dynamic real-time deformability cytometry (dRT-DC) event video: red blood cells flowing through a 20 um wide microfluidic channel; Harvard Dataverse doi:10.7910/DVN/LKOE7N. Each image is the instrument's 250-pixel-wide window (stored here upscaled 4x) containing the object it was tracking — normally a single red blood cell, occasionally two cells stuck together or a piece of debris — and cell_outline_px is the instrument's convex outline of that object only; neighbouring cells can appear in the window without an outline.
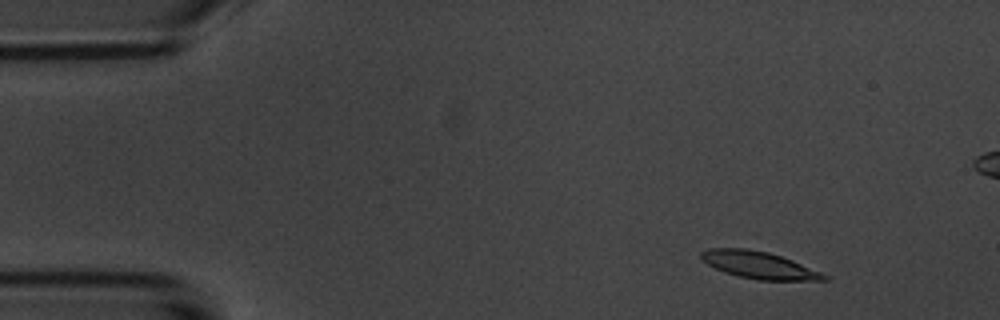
{"species": "common noctule bat (a hibernating species)", "species_latin": "Nyctalus noctula", "temperature_condition": "room temperature", "stored_images_in_passage": 7, "camera_frame_rate_fps": 3000, "um_per_image_px": 0.085, "animal": {"sex": "male", "body_mass_g": 20.1, "forearm_length_mm": 53.5}, "frame": {"image": 1, "passage_image": 2, "time_ms": 1.333, "image_size_px": [1000, 320], "cell_outline_px": [[828, 280], [760, 280], [740, 276], [724, 272], [700, 260], [700, 252], [708, 248], [748, 248], [768, 252], [792, 260], [820, 272], [828, 276]], "centroid_in_image_um": [64.46, 22.51], "position_along_channel_um": 20.5, "area_um2": 19.25}}
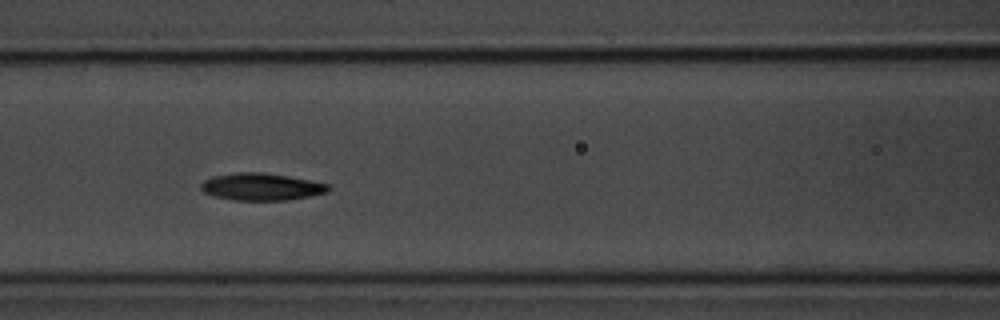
{"frame": {"image": 2, "passage_image": 7, "time_ms": 7.0, "image_size_px": [1000, 320], "cell_outline_px": [[332, 188], [328, 192], [288, 200], [232, 200], [212, 196], [204, 192], [200, 188], [200, 184], [204, 180], [212, 176], [236, 172], [264, 172], [288, 176], [328, 184]], "centroid_in_image_um": [22.18, 15.87], "position_along_channel_um": 144.4, "area_um2": 20.29}}